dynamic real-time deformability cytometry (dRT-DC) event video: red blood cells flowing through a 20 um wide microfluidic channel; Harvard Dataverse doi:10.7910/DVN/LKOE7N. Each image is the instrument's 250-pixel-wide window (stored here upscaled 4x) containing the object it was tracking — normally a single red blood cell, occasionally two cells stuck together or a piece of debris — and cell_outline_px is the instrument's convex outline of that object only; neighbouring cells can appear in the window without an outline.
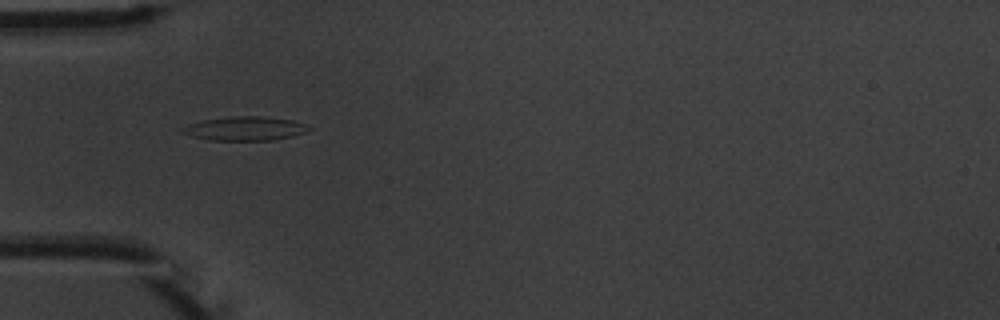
{"species": "common noctule bat (a hibernating species)", "species_latin": "Nyctalus noctula", "temperature_condition": "warm", "stored_images_in_passage": 5, "camera_frame_rate_fps": 3000, "um_per_image_px": 0.085, "animal": {"sex": "male", "body_mass_g": 20.1, "forearm_length_mm": 53.5}, "frame": {"image": 1, "passage_image": 1, "time_ms": 0.0, "image_size_px": [1000, 320], "cell_outline_px": [[312, 128], [304, 132], [292, 136], [272, 140], [208, 140], [192, 136], [180, 132], [180, 128], [188, 124], [204, 120], [232, 116], [260, 116], [292, 120], [308, 124]], "centroid_in_image_um": [20.81, 10.92], "position_along_channel_um": 64.2, "area_um2": 17.63}}
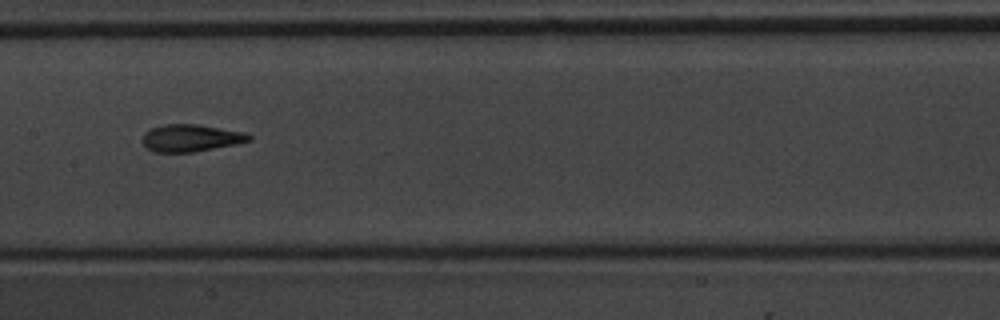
{"frame": {"image": 2, "passage_image": 4, "time_ms": 3.333, "image_size_px": [1000, 320], "cell_outline_px": [[252, 140], [236, 144], [192, 152], [152, 152], [144, 144], [144, 132], [152, 128], [164, 124], [196, 124], [244, 132], [252, 136]], "centroid_in_image_um": [16.23, 11.73], "position_along_channel_um": 191.2, "area_um2": 16.7}}
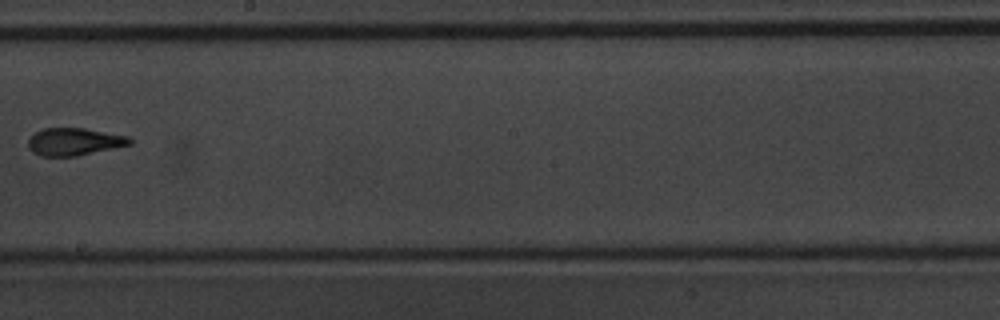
{"frame": {"image": 3, "passage_image": 5, "time_ms": 4.667, "image_size_px": [1000, 320], "cell_outline_px": [[132, 144], [76, 156], [40, 156], [32, 152], [28, 148], [28, 140], [36, 132], [44, 128], [84, 128], [128, 136], [132, 140]], "centroid_in_image_um": [6.29, 12.05], "position_along_channel_um": 241.9, "area_um2": 16.18}}